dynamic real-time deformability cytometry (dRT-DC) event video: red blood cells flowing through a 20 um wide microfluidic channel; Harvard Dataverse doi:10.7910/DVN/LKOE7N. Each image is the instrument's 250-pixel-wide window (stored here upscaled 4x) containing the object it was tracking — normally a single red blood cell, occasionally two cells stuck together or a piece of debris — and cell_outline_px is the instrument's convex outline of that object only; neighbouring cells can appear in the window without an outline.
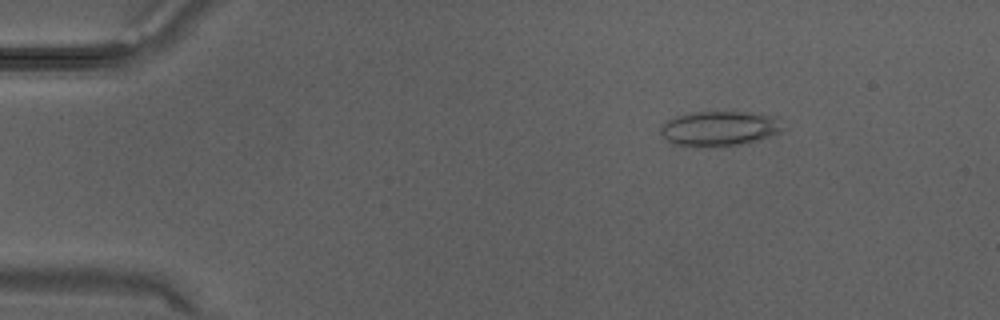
{"species": "Egyptian fruit bat (a non-hibernating species)", "species_latin": "Rousettus aegyptiacus", "temperature_condition": "warm", "stored_images_in_passage": 33, "camera_frame_rate_fps": 3000, "um_per_image_px": 0.085, "animal": {"sex": "male"}, "frame": {"image": 1, "passage_image": 5, "time_ms": 1.333, "image_size_px": [1000, 320], "cell_outline_px": [[784, 128], [780, 132], [772, 136], [756, 140], [736, 144], [704, 148], [684, 148], [660, 136], [660, 124], [676, 116], [692, 112], [744, 112], [772, 116]], "centroid_in_image_um": [61.04, 10.95], "position_along_channel_um": 24.0, "area_um2": 24.97}}
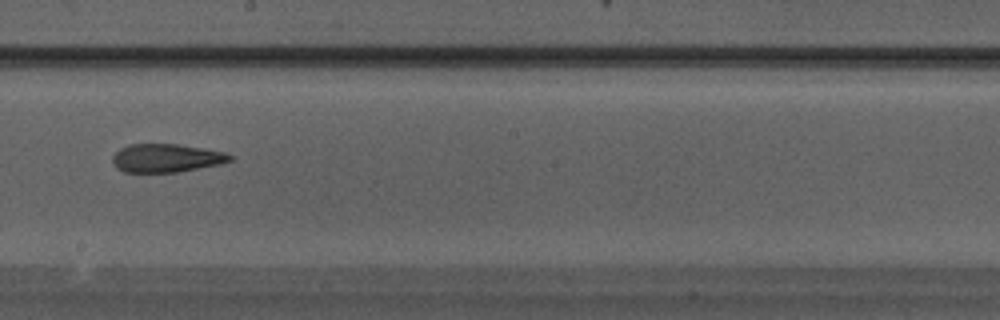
{"frame": {"image": 2, "passage_image": 19, "time_ms": 6.0, "image_size_px": [1000, 320], "cell_outline_px": [[232, 160], [224, 164], [176, 172], [124, 172], [116, 168], [112, 164], [112, 156], [120, 148], [128, 144], [176, 144], [204, 148], [224, 152], [232, 156]], "centroid_in_image_um": [14.13, 13.44], "position_along_channel_um": 234.1, "area_um2": 19.59}}
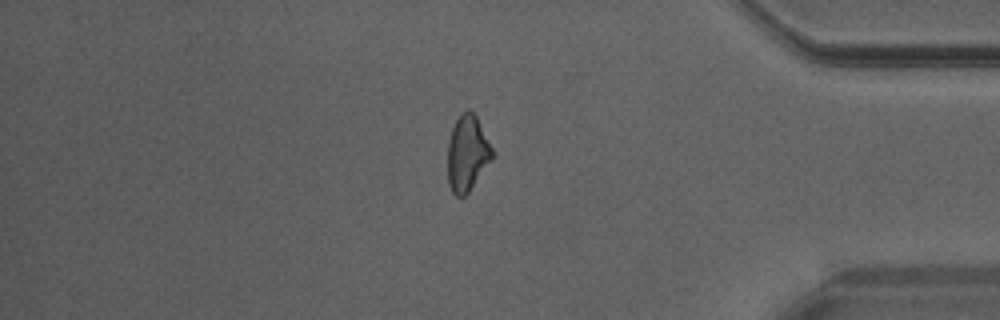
{"frame": {"image": 3, "passage_image": 28, "time_ms": 9.0, "image_size_px": [1000, 320], "cell_outline_px": [[492, 160], [468, 192], [464, 196], [456, 196], [452, 192], [448, 184], [448, 144], [452, 128], [456, 120], [468, 108], [476, 116], [492, 148]], "centroid_in_image_um": [39.71, 13.05], "position_along_channel_um": 395.5, "area_um2": 19.36}}